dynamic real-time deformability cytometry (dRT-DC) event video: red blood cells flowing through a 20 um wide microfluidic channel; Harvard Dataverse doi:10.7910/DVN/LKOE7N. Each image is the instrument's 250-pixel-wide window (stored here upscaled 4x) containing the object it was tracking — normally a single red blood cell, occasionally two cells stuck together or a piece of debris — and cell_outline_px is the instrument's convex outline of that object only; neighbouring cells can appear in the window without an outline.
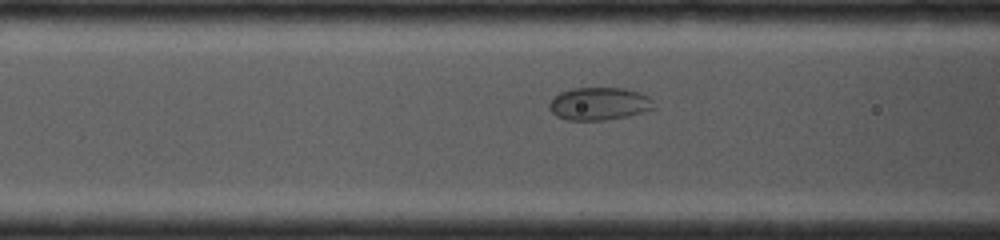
{"species": "common noctule bat (a hibernating species)", "species_latin": "Nyctalus noctula", "temperature_condition": "cold", "stored_images_in_passage": 9, "segment_of_instrument_passage": [1, 2], "camera_frame_rate_fps": 4000, "um_per_image_px": 0.085, "animal": {"sex": "female", "body_mass_g": 19.0, "forearm_length_mm": 53.3}, "frame": {"image": 1, "passage_image": 7, "time_ms": 2.5, "image_size_px": [1000, 240], "cell_outline_px": [[656, 108], [628, 116], [604, 120], [568, 120], [556, 116], [548, 108], [548, 104], [560, 92], [572, 88], [624, 88], [640, 92], [648, 96], [652, 100]], "centroid_in_image_um": [50.94, 8.82], "position_along_channel_um": 115.7, "area_um2": 20.0}}